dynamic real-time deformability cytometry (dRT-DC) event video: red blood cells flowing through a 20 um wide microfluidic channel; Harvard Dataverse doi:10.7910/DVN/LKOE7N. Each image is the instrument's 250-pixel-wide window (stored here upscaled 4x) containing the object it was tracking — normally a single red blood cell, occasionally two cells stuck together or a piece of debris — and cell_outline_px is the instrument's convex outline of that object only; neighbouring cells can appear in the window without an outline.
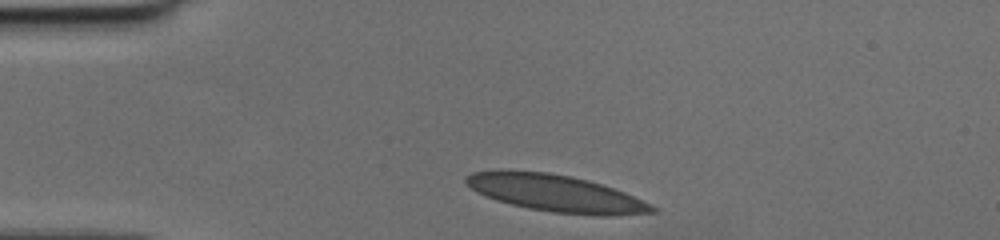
{"species": "human", "species_latin": "Homo sapiens", "temperature_condition": "cold", "stored_images_in_passage": 29, "camera_frame_rate_fps": 3000, "um_per_image_px": 0.085, "donor": {"sex": "female"}, "frame": {"image": 1, "passage_image": 1, "time_ms": 0.0, "image_size_px": [1000, 240], "cell_outline_px": [[656, 212], [612, 216], [600, 216], [552, 212], [528, 208], [496, 200], [476, 192], [464, 180], [472, 172], [548, 172], [572, 176], [588, 180], [624, 192], [652, 204], [656, 208]], "centroid_in_image_um": [47.33, 16.46], "position_along_channel_um": 37.7, "area_um2": 39.25}}
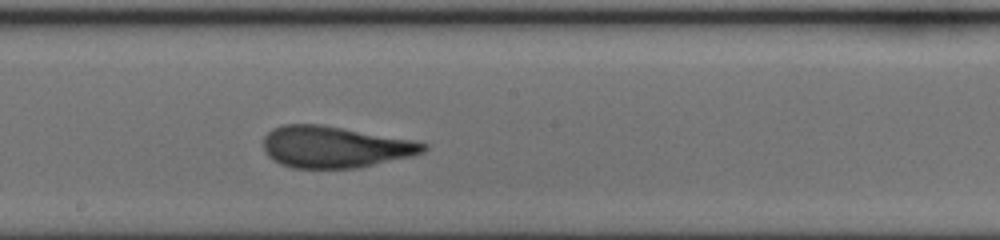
{"frame": {"image": 2, "passage_image": 17, "time_ms": 5.333, "image_size_px": [1000, 240], "cell_outline_px": [[428, 148], [424, 152], [412, 156], [356, 168], [292, 168], [280, 164], [272, 160], [264, 152], [264, 136], [272, 128], [284, 124], [320, 124], [412, 140], [428, 144]], "centroid_in_image_um": [28.43, 12.49], "position_along_channel_um": 219.8, "area_um2": 38.73}}
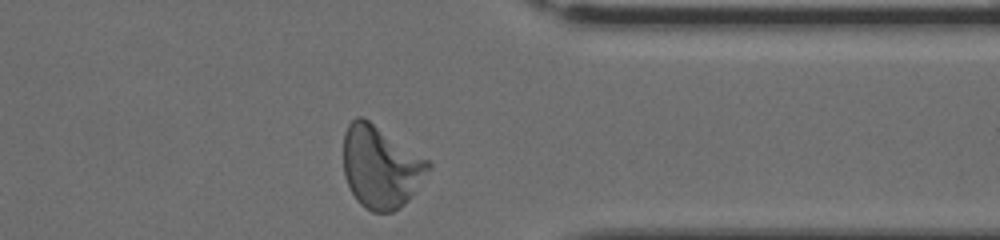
{"frame": {"image": 3, "passage_image": 29, "time_ms": 9.333, "image_size_px": [1000, 240], "cell_outline_px": [[432, 168], [416, 192], [400, 208], [392, 212], [372, 212], [364, 208], [356, 200], [344, 176], [344, 132], [348, 124], [356, 116], [364, 116], [428, 160], [432, 164]], "centroid_in_image_um": [32.37, 14.19], "position_along_channel_um": 379.0, "area_um2": 41.1}}